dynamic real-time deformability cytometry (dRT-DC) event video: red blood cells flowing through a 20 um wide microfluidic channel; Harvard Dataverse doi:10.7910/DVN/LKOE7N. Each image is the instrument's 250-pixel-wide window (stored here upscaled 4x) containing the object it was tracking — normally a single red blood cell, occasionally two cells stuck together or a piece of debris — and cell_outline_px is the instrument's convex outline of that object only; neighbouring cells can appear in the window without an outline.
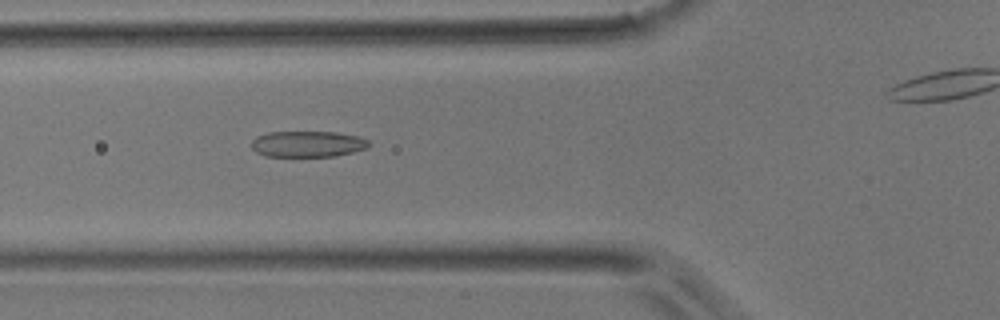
{"species": "common noctule bat (a hibernating species)", "species_latin": "Nyctalus noctula", "temperature_condition": "room temperature", "stored_images_in_passage": 38, "camera_frame_rate_fps": 3000, "um_per_image_px": 0.085, "animal": {"sex": "male", "body_mass_g": 17.9}, "frame": {"image": 1, "passage_image": 13, "time_ms": 4.0, "image_size_px": [1000, 320], "cell_outline_px": [[368, 148], [336, 156], [264, 156], [256, 152], [252, 148], [252, 140], [256, 136], [268, 132], [336, 132], [360, 136], [368, 140]], "centroid_in_image_um": [26.14, 12.23], "position_along_channel_um": 99.7, "area_um2": 17.86}}
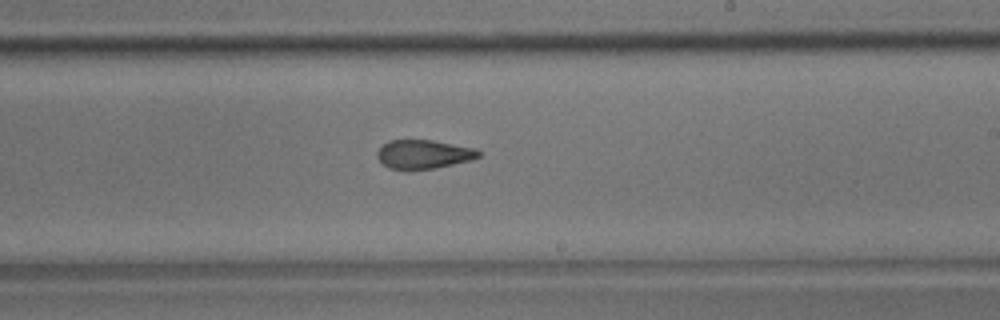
{"frame": {"image": 2, "passage_image": 24, "time_ms": 7.667, "image_size_px": [1000, 320], "cell_outline_px": [[480, 156], [472, 160], [436, 168], [408, 172], [404, 172], [388, 168], [376, 156], [376, 152], [388, 140], [432, 140], [476, 148], [480, 152]], "centroid_in_image_um": [35.98, 13.15], "position_along_channel_um": 253.0, "area_um2": 17.57}}
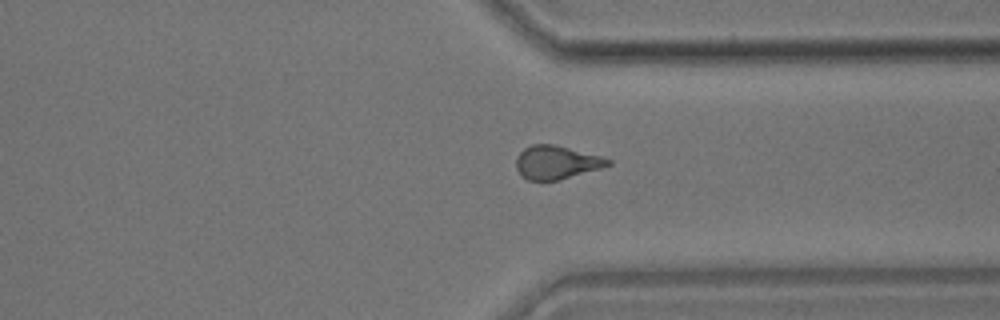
{"frame": {"image": 3, "passage_image": 32, "time_ms": 10.333, "image_size_px": [1000, 320], "cell_outline_px": [[612, 164], [600, 168], [556, 180], [528, 180], [520, 176], [516, 168], [516, 156], [524, 148], [532, 144], [552, 144], [604, 156], [612, 160]], "centroid_in_image_um": [47.28, 13.79], "position_along_channel_um": 364.1, "area_um2": 17.86}}